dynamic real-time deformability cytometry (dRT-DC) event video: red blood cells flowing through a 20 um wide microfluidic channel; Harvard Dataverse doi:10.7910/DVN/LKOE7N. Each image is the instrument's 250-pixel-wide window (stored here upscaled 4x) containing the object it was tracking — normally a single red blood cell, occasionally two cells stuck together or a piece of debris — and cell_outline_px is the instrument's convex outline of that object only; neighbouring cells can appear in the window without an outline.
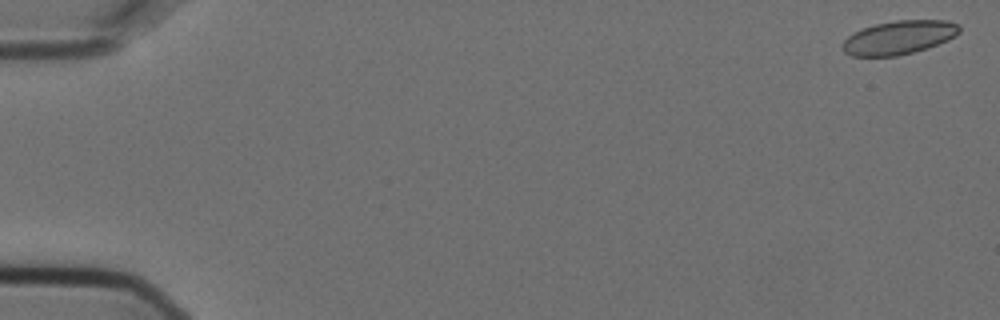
{"species": "Egyptian fruit bat (a non-hibernating species)", "species_latin": "Rousettus aegyptiacus", "temperature_condition": "cold", "stored_images_in_passage": 9, "camera_frame_rate_fps": 3000, "um_per_image_px": 0.085, "animal": {"sex": "female"}, "frame": {"image": 1, "passage_image": 1, "time_ms": 0.0, "image_size_px": [1000, 320], "cell_outline_px": [[960, 32], [956, 36], [948, 40], [928, 48], [896, 56], [852, 56], [844, 52], [840, 48], [844, 40], [848, 36], [864, 28], [876, 24], [896, 20], [948, 20], [960, 24]], "centroid_in_image_um": [76.44, 3.18], "position_along_channel_um": 8.6, "area_um2": 23.0}}
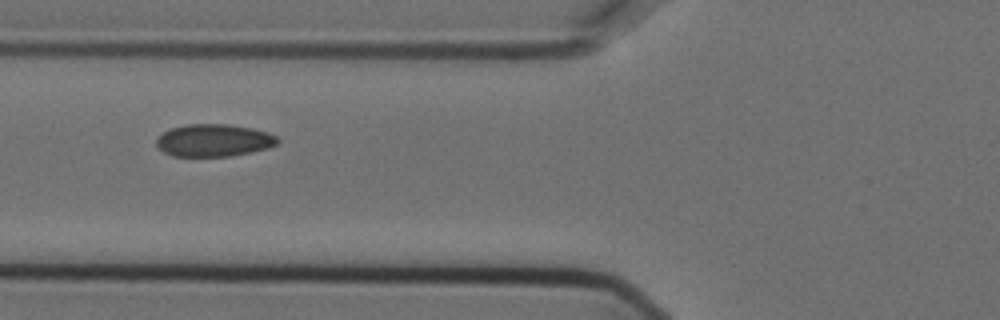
{"frame": {"image": 2, "passage_image": 7, "time_ms": 2.0, "image_size_px": [1000, 320], "cell_outline_px": [[280, 140], [276, 144], [268, 148], [252, 152], [232, 156], [172, 156], [164, 152], [156, 144], [156, 136], [172, 128], [188, 124], [228, 124], [252, 128], [268, 132], [276, 136]], "centroid_in_image_um": [18.18, 11.93], "position_along_channel_um": 107.6, "area_um2": 22.95}}
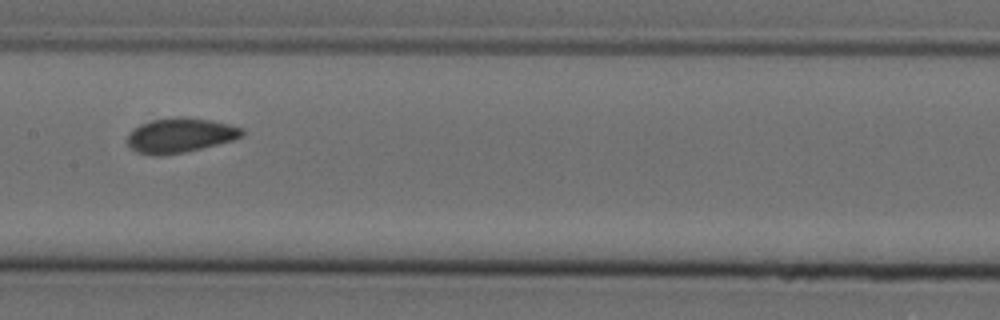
{"frame": {"image": 3, "passage_image": 9, "time_ms": 2.667, "image_size_px": [1000, 320], "cell_outline_px": [[244, 132], [240, 136], [232, 140], [184, 152], [160, 156], [152, 156], [136, 152], [128, 148], [128, 132], [132, 128], [140, 124], [152, 120], [176, 116], [180, 116], [212, 120], [244, 128]], "centroid_in_image_um": [15.24, 11.5], "position_along_channel_um": 192.2, "area_um2": 23.29}}